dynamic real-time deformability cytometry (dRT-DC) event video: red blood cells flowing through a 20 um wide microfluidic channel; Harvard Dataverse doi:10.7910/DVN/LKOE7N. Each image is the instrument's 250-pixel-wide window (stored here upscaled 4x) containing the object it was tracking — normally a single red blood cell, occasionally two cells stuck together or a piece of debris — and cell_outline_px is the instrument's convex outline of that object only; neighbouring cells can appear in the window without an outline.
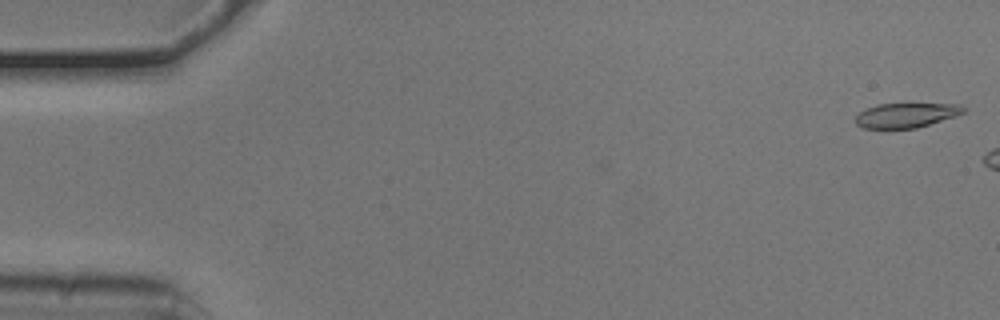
{"species": "common noctule bat (a hibernating species)", "species_latin": "Nyctalus noctula", "temperature_condition": "cold", "stored_images_in_passage": 7, "camera_frame_rate_fps": 3000, "um_per_image_px": 0.085, "animal": {"sex": "male", "body_mass_g": 20.5, "forearm_length_mm": 52.5}, "frame": {"image": 1, "passage_image": 1, "time_ms": 0.0, "image_size_px": [1000, 320], "cell_outline_px": [[968, 108], [964, 112], [956, 116], [916, 128], [864, 128], [856, 124], [856, 116], [860, 112], [868, 108], [880, 104], [960, 104]], "centroid_in_image_um": [77.07, 9.79], "position_along_channel_um": 7.9, "area_um2": 15.32}}